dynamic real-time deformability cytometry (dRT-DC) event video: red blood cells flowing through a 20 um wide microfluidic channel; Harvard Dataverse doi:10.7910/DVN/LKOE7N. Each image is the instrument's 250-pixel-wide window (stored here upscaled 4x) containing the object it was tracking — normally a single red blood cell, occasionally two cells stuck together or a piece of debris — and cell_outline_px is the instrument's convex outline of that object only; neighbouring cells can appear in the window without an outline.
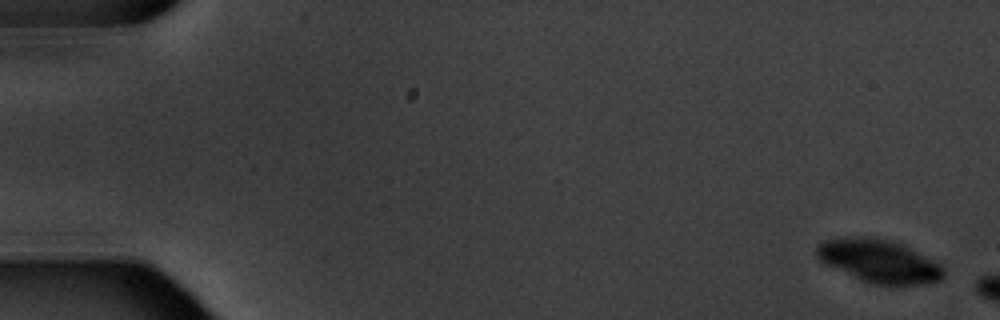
{"species": "common noctule bat (a hibernating species)", "species_latin": "Nyctalus noctula", "temperature_condition": "warm", "stored_images_in_passage": 5, "segment_of_instrument_passage": [2, 2], "camera_frame_rate_fps": 3000, "um_per_image_px": 0.085, "animal": {"sex": "male", "body_mass_g": 20.1, "forearm_length_mm": 53.5}, "frame": {"image": 1, "passage_image": 5, "time_ms": 5.0, "image_size_px": [1000, 320], "cell_outline_px": [[944, 276], [940, 280], [924, 284], [872, 284], [860, 280], [824, 264], [816, 256], [816, 248], [824, 240], [840, 236], [880, 236], [904, 244], [940, 264], [944, 268]], "centroid_in_image_um": [74.69, 22.15], "position_along_channel_um": 10.3, "area_um2": 32.37}}